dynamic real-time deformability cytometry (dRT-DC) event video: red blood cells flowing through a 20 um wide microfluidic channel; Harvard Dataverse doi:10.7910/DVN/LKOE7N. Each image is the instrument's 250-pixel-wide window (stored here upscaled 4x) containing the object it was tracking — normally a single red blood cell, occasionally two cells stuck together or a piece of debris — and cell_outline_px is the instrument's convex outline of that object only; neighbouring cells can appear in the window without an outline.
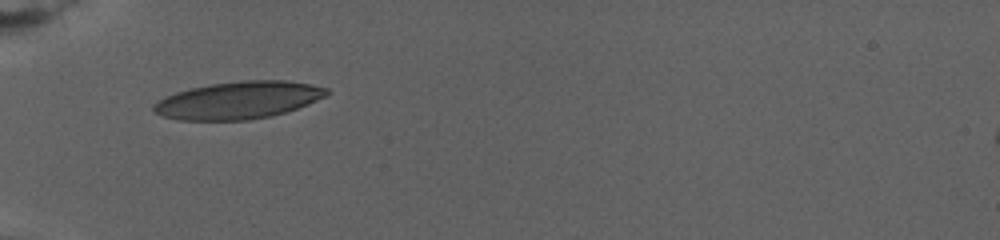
{"species": "human", "species_latin": "Homo sapiens", "temperature_condition": "warm", "stored_images_in_passage": 37, "camera_frame_rate_fps": 3000, "um_per_image_px": 0.085, "donor": {"sex": "female"}, "frame": {"image": 1, "passage_image": 1, "time_ms": 0.0, "image_size_px": [1000, 240], "cell_outline_px": [[332, 92], [316, 100], [296, 108], [272, 116], [248, 120], [180, 120], [164, 116], [156, 112], [152, 108], [152, 104], [176, 92], [188, 88], [212, 84], [240, 80], [288, 80], [312, 84], [328, 88]], "centroid_in_image_um": [20.29, 8.5], "position_along_channel_um": 64.7, "area_um2": 37.57}}
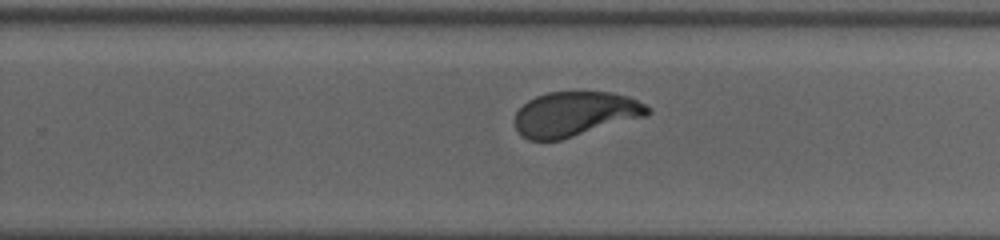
{"frame": {"image": 2, "passage_image": 19, "time_ms": 8.333, "image_size_px": [1000, 240], "cell_outline_px": [[652, 112], [648, 116], [560, 140], [528, 140], [520, 136], [516, 128], [516, 112], [528, 100], [536, 96], [548, 92], [612, 92], [628, 96], [652, 108]], "centroid_in_image_um": [48.91, 9.69], "position_along_channel_um": 280.9, "area_um2": 34.74}}
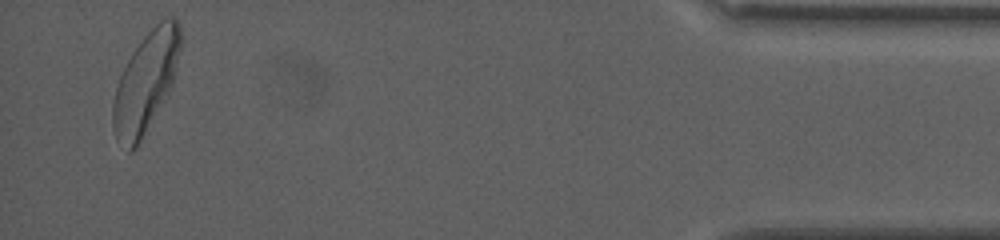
{"frame": {"image": 3, "passage_image": 36, "time_ms": 16.0, "image_size_px": [1000, 240], "cell_outline_px": [[180, 44], [172, 88], [136, 148], [132, 152], [128, 152], [116, 140], [112, 128], [112, 104], [116, 88], [120, 76], [132, 52], [140, 40], [164, 16], [172, 16], [180, 24]], "centroid_in_image_um": [12.37, 7.02], "position_along_channel_um": 422.8, "area_um2": 39.48}, "authors_computed_cell_mechanics": {"area_um2": 35.7782, "velocity_mm_per_s": 2.6986, "shape_relaxation_time_tau1_ms": 4.6939, "shape_relaxation_time_tau2_ms": null, "deformation_change_tau1": 0.1801, "deformation_change_tau2": null}}